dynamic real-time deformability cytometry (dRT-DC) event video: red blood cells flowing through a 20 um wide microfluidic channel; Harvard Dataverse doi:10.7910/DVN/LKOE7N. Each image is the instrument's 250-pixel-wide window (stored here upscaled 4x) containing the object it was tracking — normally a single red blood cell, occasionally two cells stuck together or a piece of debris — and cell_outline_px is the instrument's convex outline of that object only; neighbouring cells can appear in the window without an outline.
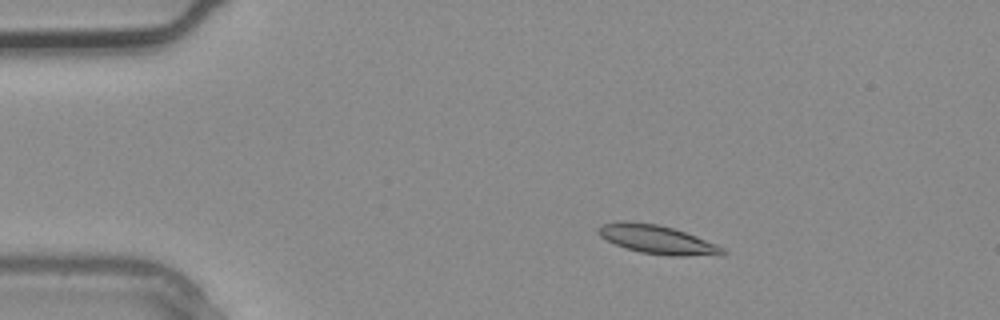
{"species": "common noctule bat (a hibernating species)", "species_latin": "Nyctalus noctula", "temperature_condition": "warm", "stored_images_in_passage": 3, "camera_frame_rate_fps": 3000, "um_per_image_px": 0.085, "animal": {"sex": "male", "body_mass_g": 20.4}, "frame": {"image": 1, "passage_image": 1, "time_ms": 0.0, "image_size_px": [1000, 320], "cell_outline_px": [[728, 252], [724, 256], [672, 256], [640, 252], [616, 244], [600, 236], [596, 232], [596, 228], [604, 224], [620, 220], [628, 220], [656, 224], [672, 228], [696, 236], [716, 244], [724, 248]], "centroid_in_image_um": [55.91, 20.36], "position_along_channel_um": 29.1, "area_um2": 20.92}}